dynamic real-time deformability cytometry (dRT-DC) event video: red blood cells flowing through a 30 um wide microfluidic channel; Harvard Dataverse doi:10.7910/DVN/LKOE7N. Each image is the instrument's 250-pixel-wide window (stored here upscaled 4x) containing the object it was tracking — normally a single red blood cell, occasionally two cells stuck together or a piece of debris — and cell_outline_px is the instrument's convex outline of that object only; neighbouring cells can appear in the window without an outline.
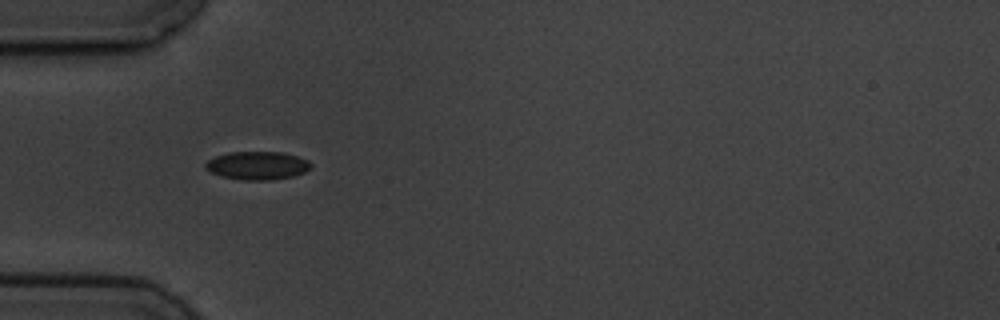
{"species": "common noctule bat (a hibernating species)", "species_latin": "Nyctalus noctula", "temperature_condition": "cold", "stored_images_in_passage": 4, "camera_frame_rate_fps": 3000, "um_per_image_px": 0.085, "animal": {"sex": "male", "body_mass_g": 19.5, "forearm_length_mm": 54.6}, "frame": {"image": 1, "passage_image": 3, "time_ms": 3.667, "image_size_px": [1000, 320], "cell_outline_px": [[312, 164], [304, 172], [292, 176], [272, 180], [244, 180], [220, 176], [204, 168], [204, 164], [208, 160], [216, 156], [228, 152], [284, 152], [308, 160]], "centroid_in_image_um": [21.85, 14.07], "position_along_channel_um": 63.2, "area_um2": 17.28}}
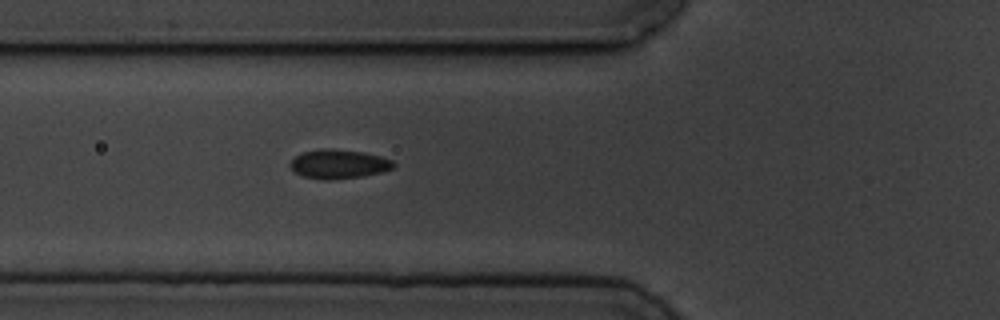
{"frame": {"image": 2, "passage_image": 4, "time_ms": 4.667, "image_size_px": [1000, 320], "cell_outline_px": [[396, 164], [392, 168], [380, 172], [364, 176], [332, 180], [324, 180], [300, 176], [288, 164], [296, 156], [304, 152], [324, 148], [328, 148], [364, 152], [380, 156], [392, 160]], "centroid_in_image_um": [28.78, 13.95], "position_along_channel_um": 97.0, "area_um2": 17.51}}